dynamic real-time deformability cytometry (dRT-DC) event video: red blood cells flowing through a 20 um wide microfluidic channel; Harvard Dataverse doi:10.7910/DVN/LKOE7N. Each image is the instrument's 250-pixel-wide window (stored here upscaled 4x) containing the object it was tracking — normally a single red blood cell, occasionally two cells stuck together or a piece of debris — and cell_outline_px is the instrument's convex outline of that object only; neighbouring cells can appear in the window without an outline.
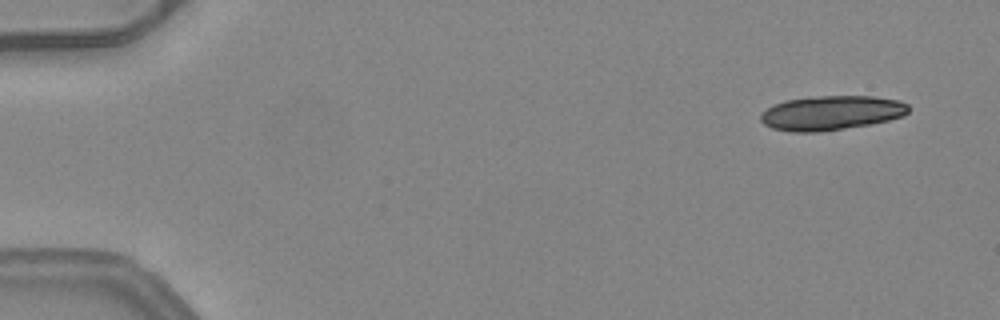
{"species": "common noctule bat (a hibernating species)", "species_latin": "Nyctalus noctula", "temperature_condition": "warm", "stored_images_in_passage": 7, "camera_frame_rate_fps": 3000, "um_per_image_px": 0.085, "animal": {"sex": "female", "body_mass_g": 24.6, "forearm_length_mm": 56.2}, "frame": {"image": 1, "passage_image": 1, "time_ms": 0.0, "image_size_px": [1000, 320], "cell_outline_px": [[908, 112], [904, 116], [888, 120], [868, 124], [820, 132], [792, 132], [772, 128], [764, 124], [760, 120], [760, 116], [768, 108], [784, 100], [820, 96], [872, 96], [900, 100], [908, 104]], "centroid_in_image_um": [70.67, 9.59], "position_along_channel_um": 14.3, "area_um2": 29.48}}